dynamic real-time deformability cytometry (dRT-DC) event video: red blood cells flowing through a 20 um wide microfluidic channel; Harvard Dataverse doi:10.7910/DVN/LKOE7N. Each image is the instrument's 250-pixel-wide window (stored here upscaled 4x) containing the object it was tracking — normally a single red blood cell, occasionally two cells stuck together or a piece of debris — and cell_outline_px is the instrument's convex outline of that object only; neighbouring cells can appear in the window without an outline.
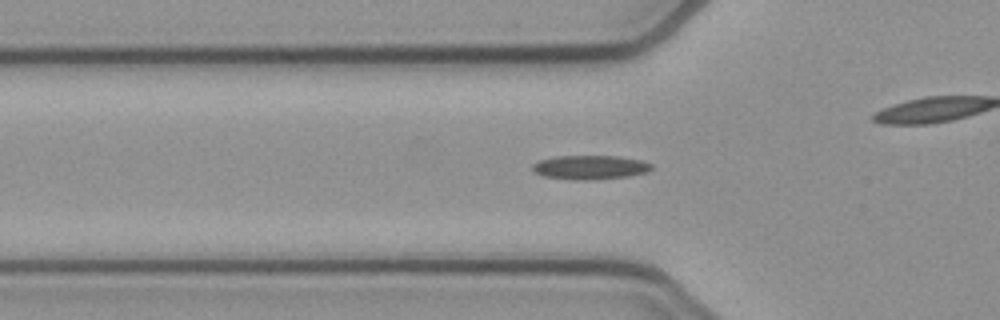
{"species": "common noctule bat (a hibernating species)", "species_latin": "Nyctalus noctula", "temperature_condition": "cold", "stored_images_in_passage": 43, "camera_frame_rate_fps": 3000, "um_per_image_px": 0.085, "animal": {"sex": "female", "body_mass_g": 21.9}, "frame": {"image": 1, "passage_image": 13, "time_ms": 4.0, "image_size_px": [1000, 320], "cell_outline_px": [[652, 168], [648, 172], [628, 176], [592, 180], [572, 180], [544, 176], [532, 172], [532, 164], [540, 160], [556, 156], [616, 156], [644, 160], [652, 164]], "centroid_in_image_um": [50.16, 14.22], "position_along_channel_um": 75.6, "area_um2": 16.88}}
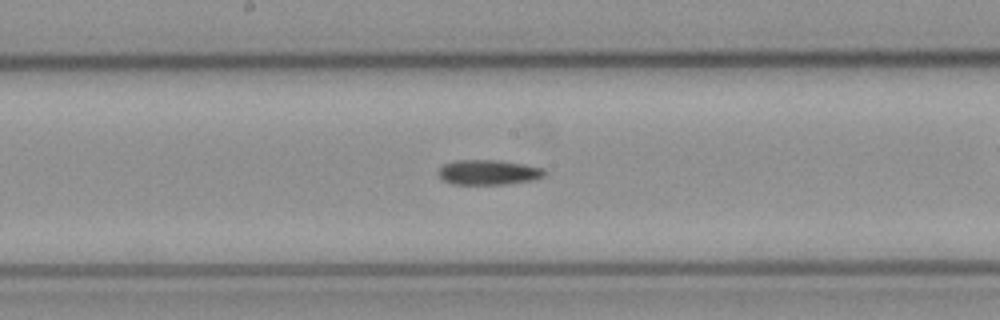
{"frame": {"image": 2, "passage_image": 23, "time_ms": 7.333, "image_size_px": [1000, 320], "cell_outline_px": [[548, 172], [544, 176], [532, 180], [504, 184], [452, 184], [444, 180], [436, 172], [444, 164], [456, 160], [496, 160], [524, 164], [544, 168]], "centroid_in_image_um": [41.53, 14.64], "position_along_channel_um": 206.7, "area_um2": 15.43}}
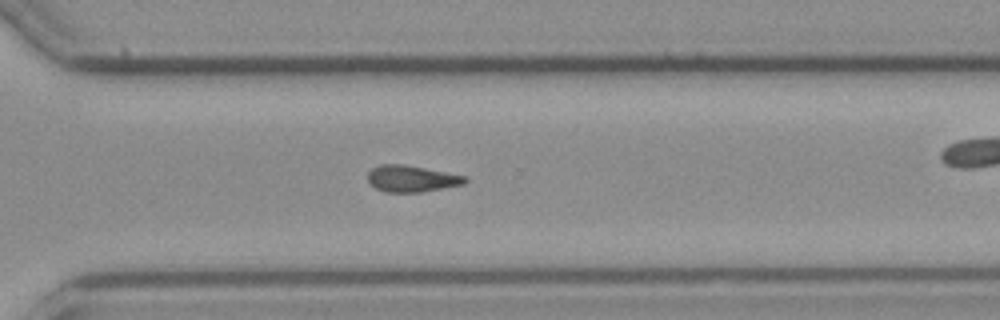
{"frame": {"image": 3, "passage_image": 33, "time_ms": 10.667, "image_size_px": [1000, 320], "cell_outline_px": [[468, 180], [464, 184], [420, 192], [384, 192], [376, 188], [368, 180], [368, 172], [372, 168], [380, 164], [404, 164], [468, 176]], "centroid_in_image_um": [35.0, 15.18], "position_along_channel_um": 335.6, "area_um2": 15.03}}